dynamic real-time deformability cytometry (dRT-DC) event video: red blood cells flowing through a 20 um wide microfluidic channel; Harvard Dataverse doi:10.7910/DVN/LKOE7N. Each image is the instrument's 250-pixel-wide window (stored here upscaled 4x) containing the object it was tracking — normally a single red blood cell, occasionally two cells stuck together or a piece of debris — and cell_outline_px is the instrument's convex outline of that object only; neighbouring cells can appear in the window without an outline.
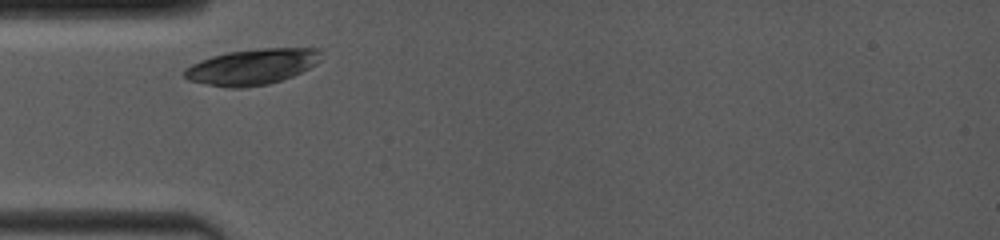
{"species": "common noctule bat (a hibernating species)", "species_latin": "Nyctalus noctula", "temperature_condition": "room temperature", "stored_images_in_passage": 30, "camera_frame_rate_fps": 4000, "um_per_image_px": 0.085, "animal": {"sex": "female", "body_mass_g": 19.0, "forearm_length_mm": 53.3}, "frame": {"image": 1, "passage_image": 1, "time_ms": 0.0, "image_size_px": [1000, 240], "cell_outline_px": [[320, 60], [316, 64], [292, 76], [268, 84], [244, 88], [228, 88], [204, 84], [188, 80], [184, 76], [184, 68], [200, 60], [212, 56], [228, 52], [260, 48], [320, 48]], "centroid_in_image_um": [21.4, 5.68], "position_along_channel_um": 63.6, "area_um2": 28.5}}
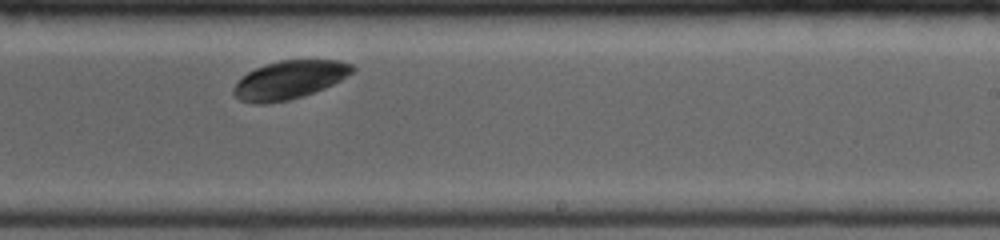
{"frame": {"image": 2, "passage_image": 18, "time_ms": 5.25, "image_size_px": [1000, 240], "cell_outline_px": [[356, 68], [352, 72], [340, 80], [324, 88], [288, 100], [264, 104], [252, 104], [240, 100], [232, 92], [232, 88], [248, 72], [256, 68], [280, 60], [340, 60], [352, 64]], "centroid_in_image_um": [24.59, 6.79], "position_along_channel_um": 264.4, "area_um2": 26.18}}
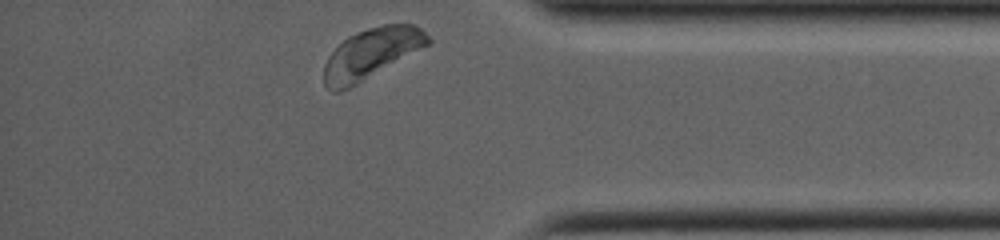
{"frame": {"image": 3, "passage_image": 30, "time_ms": 9.0, "image_size_px": [1000, 240], "cell_outline_px": [[432, 40], [428, 44], [356, 84], [340, 92], [332, 92], [324, 84], [324, 64], [328, 56], [348, 36], [356, 32], [368, 28], [384, 24], [412, 24], [420, 28]], "centroid_in_image_um": [31.52, 4.54], "position_along_channel_um": 403.7, "area_um2": 29.82}, "authors_computed_cell_mechanics": {"area_um2": 28.0041, "velocity_mm_per_s": 3.8679, "shape_relaxation_time_tau1_ms": 2.5856, "shape_relaxation_time_tau2_ms": null, "deformation_change_tau1": 0.1721, "deformation_change_tau2": null}}